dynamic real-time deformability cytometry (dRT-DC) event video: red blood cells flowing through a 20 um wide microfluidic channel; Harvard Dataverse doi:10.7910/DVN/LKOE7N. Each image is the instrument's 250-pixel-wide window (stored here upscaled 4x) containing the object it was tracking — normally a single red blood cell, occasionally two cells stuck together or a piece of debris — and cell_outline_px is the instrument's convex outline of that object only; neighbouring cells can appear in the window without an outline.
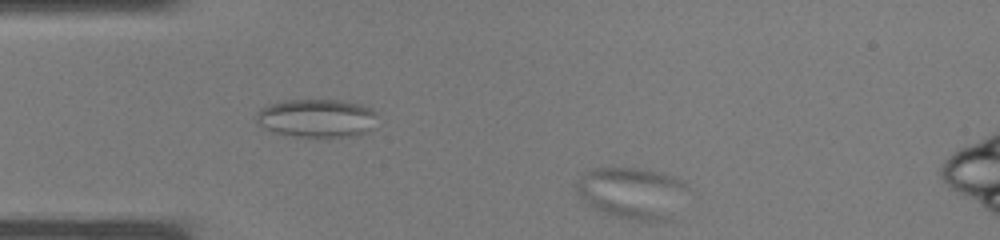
{"species": "common noctule bat (a hibernating species)", "species_latin": "Nyctalus noctula", "temperature_condition": "warm", "stored_images_in_passage": 11, "segment_of_instrument_passage": [2, 2], "camera_frame_rate_fps": 3000, "um_per_image_px": 0.085, "animal": {"sex": "male", "body_mass_g": 19.0, "forearm_length_mm": 50.8}, "frame": {"image": 1, "passage_image": 11, "time_ms": 3.333, "image_size_px": [1000, 240], "cell_outline_px": [[688, 188], [668, 220], [636, 220], [616, 216], [604, 212], [588, 204], [576, 192], [572, 184], [584, 172], [592, 168], [632, 168], [656, 172], [672, 176], [688, 184]], "centroid_in_image_um": [53.65, 16.37], "position_along_channel_um": 31.4, "area_um2": 32.83}}